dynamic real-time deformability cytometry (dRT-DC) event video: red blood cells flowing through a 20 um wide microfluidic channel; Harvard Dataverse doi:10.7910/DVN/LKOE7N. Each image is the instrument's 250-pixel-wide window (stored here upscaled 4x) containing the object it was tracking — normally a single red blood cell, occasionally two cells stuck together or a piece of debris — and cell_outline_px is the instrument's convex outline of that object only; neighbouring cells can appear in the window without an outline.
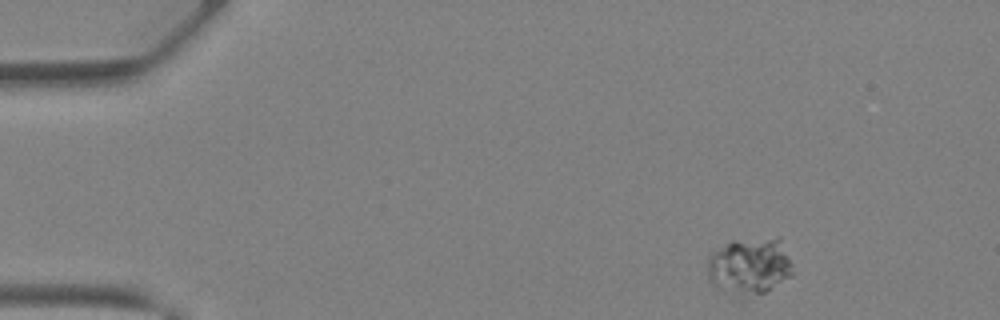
{"species": "Egyptian fruit bat (a non-hibernating species)", "species_latin": "Rousettus aegyptiacus", "temperature_condition": "warm", "stored_images_in_passage": 37, "camera_frame_rate_fps": 3000, "um_per_image_px": 0.085, "animal": {"sex": "female"}, "frame": {"image": 1, "passage_image": 1, "time_ms": 0.0, "image_size_px": [1000, 320], "cell_outline_px": [[792, 276], [764, 292], [744, 300], [740, 300], [708, 280], [708, 256], [712, 252], [732, 240], [780, 236], [792, 264]], "centroid_in_image_um": [63.72, 22.63], "position_along_channel_um": 21.3, "area_um2": 28.84}}
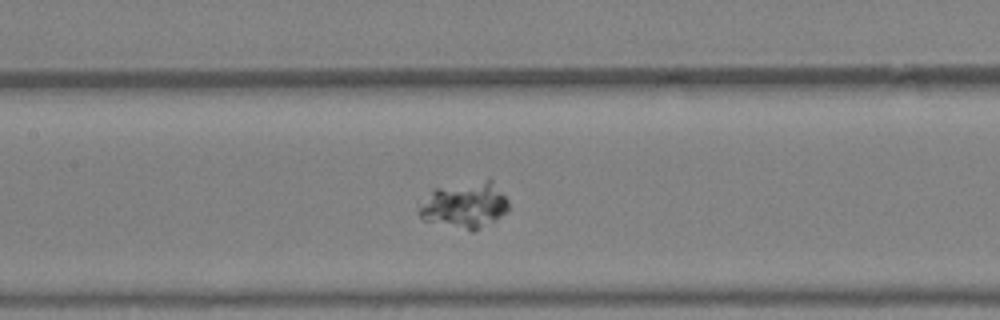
{"frame": {"image": 2, "passage_image": 16, "time_ms": 5.0, "image_size_px": [1000, 320], "cell_outline_px": [[508, 212], [480, 228], [472, 232], [424, 220], [420, 216], [420, 204], [432, 188], [488, 180], [492, 180], [508, 200]], "centroid_in_image_um": [39.5, 17.44], "position_along_channel_um": 167.9, "area_um2": 23.87}}
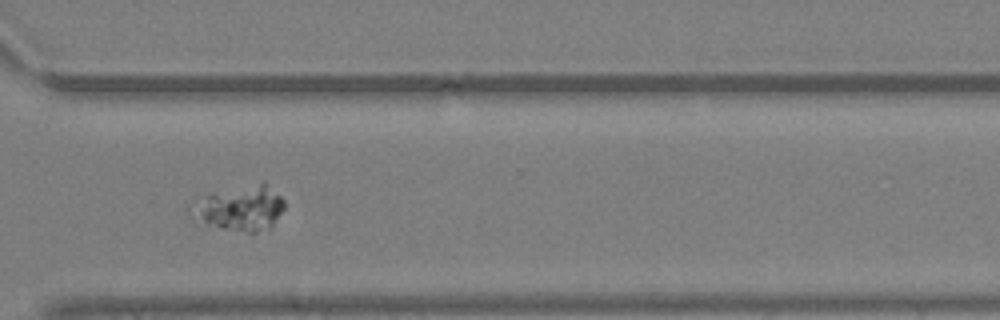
{"frame": {"image": 3, "passage_image": 27, "time_ms": 8.667, "image_size_px": [1000, 320], "cell_outline_px": [[284, 208], [272, 228], [256, 232], [248, 232], [208, 228], [196, 216], [204, 196], [264, 180], [284, 200]], "centroid_in_image_um": [20.59, 17.72], "position_along_channel_um": 350.0, "area_um2": 23.76}}